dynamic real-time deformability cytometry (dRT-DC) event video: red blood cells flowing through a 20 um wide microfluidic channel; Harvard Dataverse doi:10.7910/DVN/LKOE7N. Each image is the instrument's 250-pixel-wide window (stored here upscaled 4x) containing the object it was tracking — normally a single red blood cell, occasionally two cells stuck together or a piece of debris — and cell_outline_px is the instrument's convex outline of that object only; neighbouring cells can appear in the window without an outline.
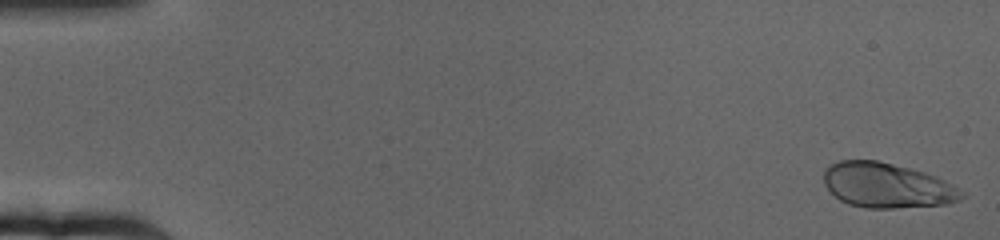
{"species": "human", "species_latin": "Homo sapiens", "temperature_condition": "cold", "stored_images_in_passage": 65, "camera_frame_rate_fps": 3000, "um_per_image_px": 0.085, "donor": {"sex": "female"}, "frame": {"image": 1, "passage_image": 2, "time_ms": 0.333, "image_size_px": [1000, 240], "cell_outline_px": [[964, 196], [960, 200], [948, 204], [892, 208], [868, 208], [848, 204], [840, 200], [824, 184], [824, 168], [840, 160], [876, 160], [924, 172], [936, 176], [964, 192]], "centroid_in_image_um": [75.38, 15.76], "position_along_channel_um": 9.6, "area_um2": 35.84}}
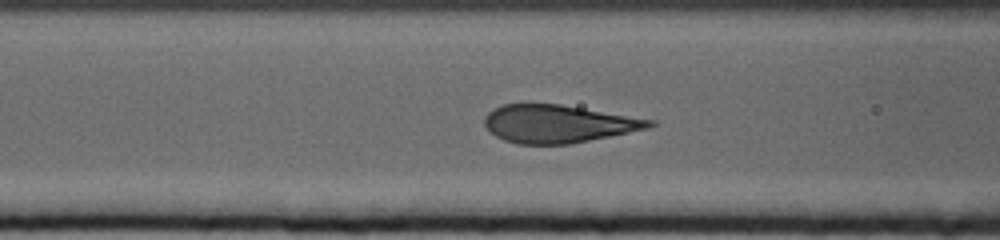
{"frame": {"image": 2, "passage_image": 27, "time_ms": 8.667, "image_size_px": [1000, 240], "cell_outline_px": [[656, 124], [648, 128], [568, 144], [516, 144], [504, 140], [488, 132], [484, 124], [484, 116], [488, 112], [504, 104], [560, 104], [656, 120]], "centroid_in_image_um": [47.41, 10.52], "position_along_channel_um": 119.2, "area_um2": 36.18}}
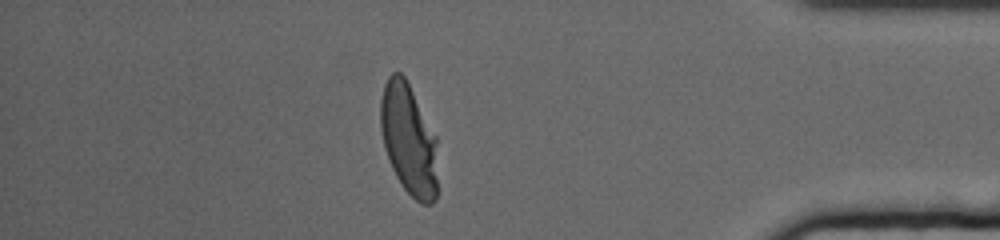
{"frame": {"image": 3, "passage_image": 57, "time_ms": 18.667, "image_size_px": [1000, 240], "cell_outline_px": [[436, 200], [432, 204], [420, 204], [404, 188], [396, 176], [388, 160], [384, 148], [380, 128], [380, 100], [384, 84], [388, 76], [392, 72], [400, 72], [404, 76], [436, 136]], "centroid_in_image_um": [34.71, 11.85], "position_along_channel_um": 400.5, "area_um2": 36.93}, "authors_computed_cell_mechanics": {"area_um2": 37.1654, "velocity_mm_per_s": 3.1414, "shape_relaxation_time_tau1_ms": 3.5748, "shape_relaxation_time_tau2_ms": null, "deformation_change_tau1": 0.1738, "deformation_change_tau2": null}}